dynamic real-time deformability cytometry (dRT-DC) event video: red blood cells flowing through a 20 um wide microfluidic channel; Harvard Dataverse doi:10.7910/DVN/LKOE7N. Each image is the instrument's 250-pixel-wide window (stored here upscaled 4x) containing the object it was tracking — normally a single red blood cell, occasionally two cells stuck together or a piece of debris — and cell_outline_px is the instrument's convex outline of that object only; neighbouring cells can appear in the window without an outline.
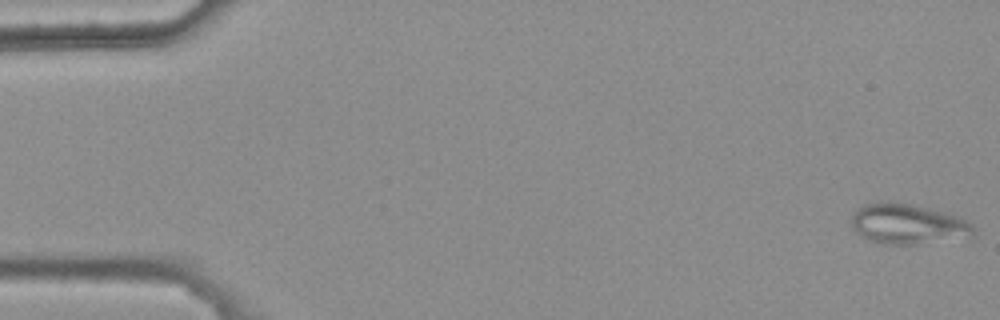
{"species": "common noctule bat (a hibernating species)", "species_latin": "Nyctalus noctula", "temperature_condition": "warm", "stored_images_in_passage": 47, "camera_frame_rate_fps": 3000, "um_per_image_px": 0.085, "animal": {"sex": "female", "body_mass_g": 25.1}, "frame": {"image": 1, "passage_image": 1, "time_ms": 0.0, "image_size_px": [1000, 320], "cell_outline_px": [[976, 236], [916, 244], [880, 244], [868, 240], [856, 232], [852, 228], [852, 212], [864, 204], [880, 200], [888, 200], [912, 204], [928, 208], [956, 216], [972, 224], [976, 228]], "centroid_in_image_um": [77.13, 19.03], "position_along_channel_um": 7.9, "area_um2": 28.96}}
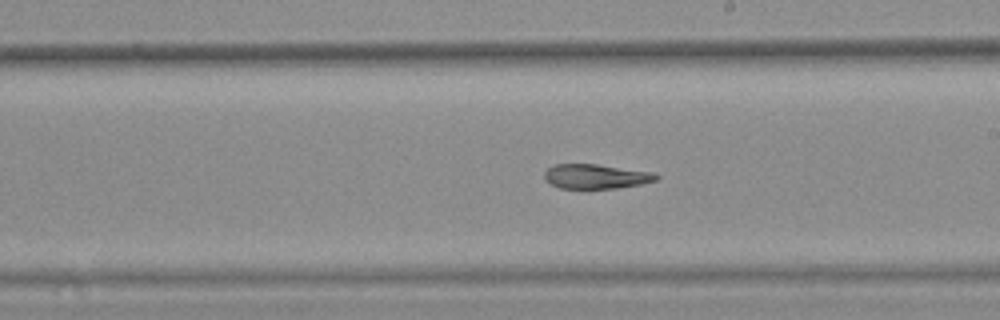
{"frame": {"image": 2, "passage_image": 31, "time_ms": 10.0, "image_size_px": [1000, 320], "cell_outline_px": [[660, 176], [656, 180], [640, 184], [616, 188], [560, 188], [544, 180], [544, 172], [552, 164], [596, 164], [656, 172]], "centroid_in_image_um": [50.66, 14.98], "position_along_channel_um": 238.3, "area_um2": 16.07}}
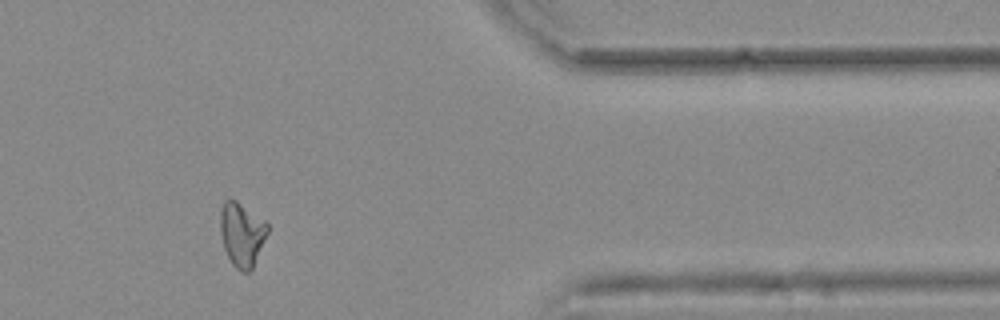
{"frame": {"image": 3, "passage_image": 45, "time_ms": 14.667, "image_size_px": [1000, 320], "cell_outline_px": [[268, 232], [252, 268], [248, 272], [244, 272], [236, 268], [232, 264], [224, 248], [220, 232], [220, 212], [224, 200], [228, 196], [236, 200], [264, 220], [268, 224]], "centroid_in_image_um": [20.53, 19.88], "position_along_channel_um": 390.9, "area_um2": 17.57}, "authors_computed_cell_mechanics": {"area_um2": 17.8024, "velocity_mm_per_s": 3.7475, "shape_relaxation_time_tau1_ms": null, "shape_relaxation_time_tau2_ms": 5.7083, "deformation_change_tau1": null, "deformation_change_tau2": 0.0975}}